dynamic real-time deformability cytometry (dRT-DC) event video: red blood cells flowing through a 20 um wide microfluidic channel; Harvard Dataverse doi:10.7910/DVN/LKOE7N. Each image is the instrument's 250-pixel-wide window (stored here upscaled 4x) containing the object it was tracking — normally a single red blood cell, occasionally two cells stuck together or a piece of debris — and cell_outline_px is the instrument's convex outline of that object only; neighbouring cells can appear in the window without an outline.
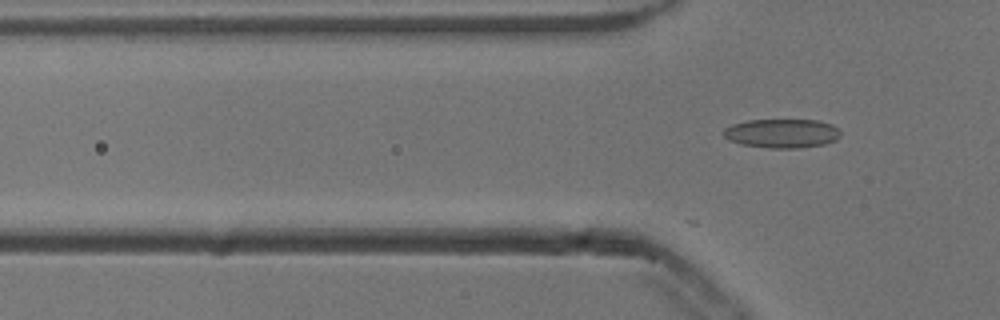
{"species": "common noctule bat (a hibernating species)", "species_latin": "Nyctalus noctula", "temperature_condition": "cold", "stored_images_in_passage": 6, "camera_frame_rate_fps": 3000, "um_per_image_px": 0.085, "animal": {"sex": "male", "body_mass_g": 13.3}, "frame": {"image": 1, "passage_image": 6, "time_ms": 1.667, "image_size_px": [1000, 320], "cell_outline_px": [[840, 136], [836, 140], [824, 144], [796, 148], [768, 148], [740, 144], [728, 140], [724, 136], [724, 128], [732, 124], [748, 120], [816, 120], [832, 124], [840, 128]], "centroid_in_image_um": [66.47, 11.33], "position_along_channel_um": 59.3, "area_um2": 19.88}}